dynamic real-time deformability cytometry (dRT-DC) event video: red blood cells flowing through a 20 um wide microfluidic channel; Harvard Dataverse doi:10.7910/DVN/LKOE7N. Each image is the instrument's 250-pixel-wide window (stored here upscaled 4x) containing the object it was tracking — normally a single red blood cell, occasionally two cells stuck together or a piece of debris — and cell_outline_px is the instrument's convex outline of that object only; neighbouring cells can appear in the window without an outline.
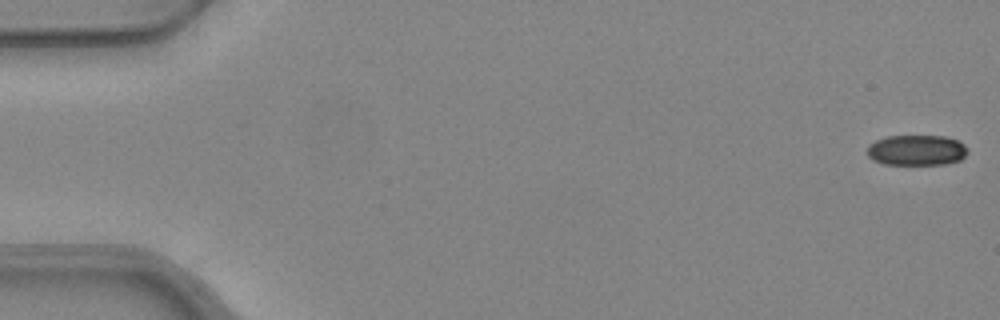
{"species": "common noctule bat (a hibernating species)", "species_latin": "Nyctalus noctula", "temperature_condition": "warm", "stored_images_in_passage": 8, "camera_frame_rate_fps": 3000, "um_per_image_px": 0.085, "animal": {"sex": "female", "body_mass_g": 24.6, "forearm_length_mm": 56.2}, "frame": {"image": 1, "passage_image": 1, "time_ms": 0.0, "image_size_px": [1000, 320], "cell_outline_px": [[968, 152], [960, 160], [944, 164], [884, 164], [872, 160], [868, 156], [868, 144], [876, 140], [888, 136], [944, 136], [956, 140], [964, 144], [968, 148]], "centroid_in_image_um": [77.91, 12.76], "position_along_channel_um": 7.1, "area_um2": 17.86}}